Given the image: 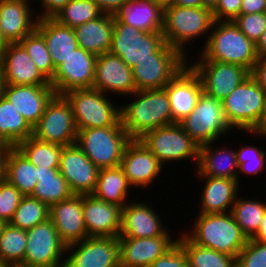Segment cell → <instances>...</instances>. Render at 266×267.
Masks as SVG:
<instances>
[{
    "instance_id": "obj_1",
    "label": "cell",
    "mask_w": 266,
    "mask_h": 267,
    "mask_svg": "<svg viewBox=\"0 0 266 267\" xmlns=\"http://www.w3.org/2000/svg\"><path fill=\"white\" fill-rule=\"evenodd\" d=\"M131 103L120 106L121 124L131 139L146 132L174 124L166 90H140L132 94Z\"/></svg>"
},
{
    "instance_id": "obj_2",
    "label": "cell",
    "mask_w": 266,
    "mask_h": 267,
    "mask_svg": "<svg viewBox=\"0 0 266 267\" xmlns=\"http://www.w3.org/2000/svg\"><path fill=\"white\" fill-rule=\"evenodd\" d=\"M211 30L196 60L238 64L251 72L258 59L255 44L233 21H214Z\"/></svg>"
},
{
    "instance_id": "obj_3",
    "label": "cell",
    "mask_w": 266,
    "mask_h": 267,
    "mask_svg": "<svg viewBox=\"0 0 266 267\" xmlns=\"http://www.w3.org/2000/svg\"><path fill=\"white\" fill-rule=\"evenodd\" d=\"M198 214L193 221L192 230L184 235L194 244L214 249L236 259L249 239L242 232L231 212H198Z\"/></svg>"
},
{
    "instance_id": "obj_4",
    "label": "cell",
    "mask_w": 266,
    "mask_h": 267,
    "mask_svg": "<svg viewBox=\"0 0 266 267\" xmlns=\"http://www.w3.org/2000/svg\"><path fill=\"white\" fill-rule=\"evenodd\" d=\"M213 22L209 8L170 5L163 8L162 34L168 45L188 57L186 44L189 45L191 40L207 35Z\"/></svg>"
},
{
    "instance_id": "obj_5",
    "label": "cell",
    "mask_w": 266,
    "mask_h": 267,
    "mask_svg": "<svg viewBox=\"0 0 266 267\" xmlns=\"http://www.w3.org/2000/svg\"><path fill=\"white\" fill-rule=\"evenodd\" d=\"M63 96L71 105L77 130L122 126L120 107L103 92L92 87L71 90Z\"/></svg>"
},
{
    "instance_id": "obj_6",
    "label": "cell",
    "mask_w": 266,
    "mask_h": 267,
    "mask_svg": "<svg viewBox=\"0 0 266 267\" xmlns=\"http://www.w3.org/2000/svg\"><path fill=\"white\" fill-rule=\"evenodd\" d=\"M266 105V91L249 75L222 100L224 116L232 129L252 131Z\"/></svg>"
},
{
    "instance_id": "obj_7",
    "label": "cell",
    "mask_w": 266,
    "mask_h": 267,
    "mask_svg": "<svg viewBox=\"0 0 266 267\" xmlns=\"http://www.w3.org/2000/svg\"><path fill=\"white\" fill-rule=\"evenodd\" d=\"M77 131L76 144L99 169L120 166L125 147L132 140L123 126Z\"/></svg>"
},
{
    "instance_id": "obj_8",
    "label": "cell",
    "mask_w": 266,
    "mask_h": 267,
    "mask_svg": "<svg viewBox=\"0 0 266 267\" xmlns=\"http://www.w3.org/2000/svg\"><path fill=\"white\" fill-rule=\"evenodd\" d=\"M179 124L199 146L216 142L224 134L234 131L225 119L222 101L204 91L192 112Z\"/></svg>"
},
{
    "instance_id": "obj_9",
    "label": "cell",
    "mask_w": 266,
    "mask_h": 267,
    "mask_svg": "<svg viewBox=\"0 0 266 267\" xmlns=\"http://www.w3.org/2000/svg\"><path fill=\"white\" fill-rule=\"evenodd\" d=\"M187 60L165 42L153 53V58H145L132 67L137 91L163 89L188 64Z\"/></svg>"
},
{
    "instance_id": "obj_10",
    "label": "cell",
    "mask_w": 266,
    "mask_h": 267,
    "mask_svg": "<svg viewBox=\"0 0 266 267\" xmlns=\"http://www.w3.org/2000/svg\"><path fill=\"white\" fill-rule=\"evenodd\" d=\"M164 164L190 159L198 164L199 148L179 123L146 132L139 139ZM177 160V161H176Z\"/></svg>"
},
{
    "instance_id": "obj_11",
    "label": "cell",
    "mask_w": 266,
    "mask_h": 267,
    "mask_svg": "<svg viewBox=\"0 0 266 267\" xmlns=\"http://www.w3.org/2000/svg\"><path fill=\"white\" fill-rule=\"evenodd\" d=\"M164 43L162 32H144L114 19L109 53L120 57L132 68L138 61L153 58V53Z\"/></svg>"
},
{
    "instance_id": "obj_12",
    "label": "cell",
    "mask_w": 266,
    "mask_h": 267,
    "mask_svg": "<svg viewBox=\"0 0 266 267\" xmlns=\"http://www.w3.org/2000/svg\"><path fill=\"white\" fill-rule=\"evenodd\" d=\"M77 128L70 103L63 95H55L33 127V137L61 146L76 144Z\"/></svg>"
},
{
    "instance_id": "obj_13",
    "label": "cell",
    "mask_w": 266,
    "mask_h": 267,
    "mask_svg": "<svg viewBox=\"0 0 266 267\" xmlns=\"http://www.w3.org/2000/svg\"><path fill=\"white\" fill-rule=\"evenodd\" d=\"M26 232L27 244L23 265L64 267L66 244L60 239L50 219L26 230Z\"/></svg>"
},
{
    "instance_id": "obj_14",
    "label": "cell",
    "mask_w": 266,
    "mask_h": 267,
    "mask_svg": "<svg viewBox=\"0 0 266 267\" xmlns=\"http://www.w3.org/2000/svg\"><path fill=\"white\" fill-rule=\"evenodd\" d=\"M67 252L64 267H118L120 264L118 237H87L66 245Z\"/></svg>"
},
{
    "instance_id": "obj_15",
    "label": "cell",
    "mask_w": 266,
    "mask_h": 267,
    "mask_svg": "<svg viewBox=\"0 0 266 267\" xmlns=\"http://www.w3.org/2000/svg\"><path fill=\"white\" fill-rule=\"evenodd\" d=\"M194 62L189 65L199 75L203 91L220 101L250 75L249 70L238 64L219 61Z\"/></svg>"
},
{
    "instance_id": "obj_16",
    "label": "cell",
    "mask_w": 266,
    "mask_h": 267,
    "mask_svg": "<svg viewBox=\"0 0 266 267\" xmlns=\"http://www.w3.org/2000/svg\"><path fill=\"white\" fill-rule=\"evenodd\" d=\"M96 55L77 47L72 54L60 64L50 81L56 95H63L71 90L92 88Z\"/></svg>"
},
{
    "instance_id": "obj_17",
    "label": "cell",
    "mask_w": 266,
    "mask_h": 267,
    "mask_svg": "<svg viewBox=\"0 0 266 267\" xmlns=\"http://www.w3.org/2000/svg\"><path fill=\"white\" fill-rule=\"evenodd\" d=\"M99 168L77 144L64 146L60 156L59 172L73 194L89 195L95 190Z\"/></svg>"
},
{
    "instance_id": "obj_18",
    "label": "cell",
    "mask_w": 266,
    "mask_h": 267,
    "mask_svg": "<svg viewBox=\"0 0 266 267\" xmlns=\"http://www.w3.org/2000/svg\"><path fill=\"white\" fill-rule=\"evenodd\" d=\"M93 88L106 94H120L129 97L137 91L132 68L111 53L98 55L95 60Z\"/></svg>"
},
{
    "instance_id": "obj_19",
    "label": "cell",
    "mask_w": 266,
    "mask_h": 267,
    "mask_svg": "<svg viewBox=\"0 0 266 267\" xmlns=\"http://www.w3.org/2000/svg\"><path fill=\"white\" fill-rule=\"evenodd\" d=\"M3 85H50L20 42L8 43L0 55Z\"/></svg>"
},
{
    "instance_id": "obj_20",
    "label": "cell",
    "mask_w": 266,
    "mask_h": 267,
    "mask_svg": "<svg viewBox=\"0 0 266 267\" xmlns=\"http://www.w3.org/2000/svg\"><path fill=\"white\" fill-rule=\"evenodd\" d=\"M120 167L132 187L142 188L150 187L164 166L139 139H132L125 147Z\"/></svg>"
},
{
    "instance_id": "obj_21",
    "label": "cell",
    "mask_w": 266,
    "mask_h": 267,
    "mask_svg": "<svg viewBox=\"0 0 266 267\" xmlns=\"http://www.w3.org/2000/svg\"><path fill=\"white\" fill-rule=\"evenodd\" d=\"M140 201H131L122 208L121 228L119 237L149 238L158 236H172L164 228L160 216L155 208Z\"/></svg>"
},
{
    "instance_id": "obj_22",
    "label": "cell",
    "mask_w": 266,
    "mask_h": 267,
    "mask_svg": "<svg viewBox=\"0 0 266 267\" xmlns=\"http://www.w3.org/2000/svg\"><path fill=\"white\" fill-rule=\"evenodd\" d=\"M188 64L164 87L175 123H179L195 108L203 86L199 75Z\"/></svg>"
},
{
    "instance_id": "obj_23",
    "label": "cell",
    "mask_w": 266,
    "mask_h": 267,
    "mask_svg": "<svg viewBox=\"0 0 266 267\" xmlns=\"http://www.w3.org/2000/svg\"><path fill=\"white\" fill-rule=\"evenodd\" d=\"M2 95L33 128L56 93L51 85H3Z\"/></svg>"
},
{
    "instance_id": "obj_24",
    "label": "cell",
    "mask_w": 266,
    "mask_h": 267,
    "mask_svg": "<svg viewBox=\"0 0 266 267\" xmlns=\"http://www.w3.org/2000/svg\"><path fill=\"white\" fill-rule=\"evenodd\" d=\"M172 238L174 237H118L120 264L126 267H149L177 243V238Z\"/></svg>"
},
{
    "instance_id": "obj_25",
    "label": "cell",
    "mask_w": 266,
    "mask_h": 267,
    "mask_svg": "<svg viewBox=\"0 0 266 267\" xmlns=\"http://www.w3.org/2000/svg\"><path fill=\"white\" fill-rule=\"evenodd\" d=\"M82 206L83 195L76 194L50 206L49 219L66 245L88 237Z\"/></svg>"
},
{
    "instance_id": "obj_26",
    "label": "cell",
    "mask_w": 266,
    "mask_h": 267,
    "mask_svg": "<svg viewBox=\"0 0 266 267\" xmlns=\"http://www.w3.org/2000/svg\"><path fill=\"white\" fill-rule=\"evenodd\" d=\"M82 209L88 237H119L122 212L120 206L89 194L83 195Z\"/></svg>"
},
{
    "instance_id": "obj_27",
    "label": "cell",
    "mask_w": 266,
    "mask_h": 267,
    "mask_svg": "<svg viewBox=\"0 0 266 267\" xmlns=\"http://www.w3.org/2000/svg\"><path fill=\"white\" fill-rule=\"evenodd\" d=\"M33 11L28 2L0 0V30L7 43L20 42L36 29L38 18Z\"/></svg>"
},
{
    "instance_id": "obj_28",
    "label": "cell",
    "mask_w": 266,
    "mask_h": 267,
    "mask_svg": "<svg viewBox=\"0 0 266 267\" xmlns=\"http://www.w3.org/2000/svg\"><path fill=\"white\" fill-rule=\"evenodd\" d=\"M113 17L144 32H162L163 8L152 0H129L114 12Z\"/></svg>"
},
{
    "instance_id": "obj_29",
    "label": "cell",
    "mask_w": 266,
    "mask_h": 267,
    "mask_svg": "<svg viewBox=\"0 0 266 267\" xmlns=\"http://www.w3.org/2000/svg\"><path fill=\"white\" fill-rule=\"evenodd\" d=\"M205 181L198 206L200 213H228L231 212L238 194L239 182L236 179L197 176ZM238 193V194H237Z\"/></svg>"
},
{
    "instance_id": "obj_30",
    "label": "cell",
    "mask_w": 266,
    "mask_h": 267,
    "mask_svg": "<svg viewBox=\"0 0 266 267\" xmlns=\"http://www.w3.org/2000/svg\"><path fill=\"white\" fill-rule=\"evenodd\" d=\"M215 142L201 145L199 148L198 164L196 168L197 176H210L216 178L236 179L238 177V164L236 160V151L225 149L212 148ZM215 149V150H213Z\"/></svg>"
},
{
    "instance_id": "obj_31",
    "label": "cell",
    "mask_w": 266,
    "mask_h": 267,
    "mask_svg": "<svg viewBox=\"0 0 266 267\" xmlns=\"http://www.w3.org/2000/svg\"><path fill=\"white\" fill-rule=\"evenodd\" d=\"M36 30L46 42L55 69L79 47L74 29L53 18L38 19Z\"/></svg>"
},
{
    "instance_id": "obj_32",
    "label": "cell",
    "mask_w": 266,
    "mask_h": 267,
    "mask_svg": "<svg viewBox=\"0 0 266 267\" xmlns=\"http://www.w3.org/2000/svg\"><path fill=\"white\" fill-rule=\"evenodd\" d=\"M114 29L112 14L103 13L95 20L74 28L78 46L96 56L108 53Z\"/></svg>"
},
{
    "instance_id": "obj_33",
    "label": "cell",
    "mask_w": 266,
    "mask_h": 267,
    "mask_svg": "<svg viewBox=\"0 0 266 267\" xmlns=\"http://www.w3.org/2000/svg\"><path fill=\"white\" fill-rule=\"evenodd\" d=\"M129 184L120 166L102 168L98 171L97 184L92 195L99 200L112 203L123 208L128 201Z\"/></svg>"
},
{
    "instance_id": "obj_34",
    "label": "cell",
    "mask_w": 266,
    "mask_h": 267,
    "mask_svg": "<svg viewBox=\"0 0 266 267\" xmlns=\"http://www.w3.org/2000/svg\"><path fill=\"white\" fill-rule=\"evenodd\" d=\"M36 179L38 182L30 197L42 201L49 207L73 195L67 181L59 172V168L39 166Z\"/></svg>"
},
{
    "instance_id": "obj_35",
    "label": "cell",
    "mask_w": 266,
    "mask_h": 267,
    "mask_svg": "<svg viewBox=\"0 0 266 267\" xmlns=\"http://www.w3.org/2000/svg\"><path fill=\"white\" fill-rule=\"evenodd\" d=\"M33 135V128L2 94L0 95V140L16 147Z\"/></svg>"
},
{
    "instance_id": "obj_36",
    "label": "cell",
    "mask_w": 266,
    "mask_h": 267,
    "mask_svg": "<svg viewBox=\"0 0 266 267\" xmlns=\"http://www.w3.org/2000/svg\"><path fill=\"white\" fill-rule=\"evenodd\" d=\"M35 167L16 147H12L6 161L5 179L24 196H30L37 184Z\"/></svg>"
},
{
    "instance_id": "obj_37",
    "label": "cell",
    "mask_w": 266,
    "mask_h": 267,
    "mask_svg": "<svg viewBox=\"0 0 266 267\" xmlns=\"http://www.w3.org/2000/svg\"><path fill=\"white\" fill-rule=\"evenodd\" d=\"M181 234L177 238V242L186 253L189 267H236L234 257L194 244L184 235L183 231Z\"/></svg>"
},
{
    "instance_id": "obj_38",
    "label": "cell",
    "mask_w": 266,
    "mask_h": 267,
    "mask_svg": "<svg viewBox=\"0 0 266 267\" xmlns=\"http://www.w3.org/2000/svg\"><path fill=\"white\" fill-rule=\"evenodd\" d=\"M16 148L35 166L41 168H59L63 146L46 143L33 136L20 142Z\"/></svg>"
},
{
    "instance_id": "obj_39",
    "label": "cell",
    "mask_w": 266,
    "mask_h": 267,
    "mask_svg": "<svg viewBox=\"0 0 266 267\" xmlns=\"http://www.w3.org/2000/svg\"><path fill=\"white\" fill-rule=\"evenodd\" d=\"M232 206L231 214L242 232L250 239L259 229L266 211V202L255 199L238 198ZM247 199V200H246Z\"/></svg>"
},
{
    "instance_id": "obj_40",
    "label": "cell",
    "mask_w": 266,
    "mask_h": 267,
    "mask_svg": "<svg viewBox=\"0 0 266 267\" xmlns=\"http://www.w3.org/2000/svg\"><path fill=\"white\" fill-rule=\"evenodd\" d=\"M26 244V230L7 223L0 236V260L8 265L22 264Z\"/></svg>"
},
{
    "instance_id": "obj_41",
    "label": "cell",
    "mask_w": 266,
    "mask_h": 267,
    "mask_svg": "<svg viewBox=\"0 0 266 267\" xmlns=\"http://www.w3.org/2000/svg\"><path fill=\"white\" fill-rule=\"evenodd\" d=\"M103 12L93 0H70L54 17L59 24L75 28L95 20Z\"/></svg>"
},
{
    "instance_id": "obj_42",
    "label": "cell",
    "mask_w": 266,
    "mask_h": 267,
    "mask_svg": "<svg viewBox=\"0 0 266 267\" xmlns=\"http://www.w3.org/2000/svg\"><path fill=\"white\" fill-rule=\"evenodd\" d=\"M49 209L50 207L42 201L24 196L9 223L20 229L29 230L49 219Z\"/></svg>"
},
{
    "instance_id": "obj_43",
    "label": "cell",
    "mask_w": 266,
    "mask_h": 267,
    "mask_svg": "<svg viewBox=\"0 0 266 267\" xmlns=\"http://www.w3.org/2000/svg\"><path fill=\"white\" fill-rule=\"evenodd\" d=\"M20 43L24 46L41 74L50 82L56 69L43 36L35 29L24 37Z\"/></svg>"
},
{
    "instance_id": "obj_44",
    "label": "cell",
    "mask_w": 266,
    "mask_h": 267,
    "mask_svg": "<svg viewBox=\"0 0 266 267\" xmlns=\"http://www.w3.org/2000/svg\"><path fill=\"white\" fill-rule=\"evenodd\" d=\"M236 150V160L238 164V174L240 172L243 175H259V172L262 173V170H265L266 163V151L263 149L252 146L245 145L242 147H238Z\"/></svg>"
},
{
    "instance_id": "obj_45",
    "label": "cell",
    "mask_w": 266,
    "mask_h": 267,
    "mask_svg": "<svg viewBox=\"0 0 266 267\" xmlns=\"http://www.w3.org/2000/svg\"><path fill=\"white\" fill-rule=\"evenodd\" d=\"M24 195L6 179L0 182V219L9 223Z\"/></svg>"
},
{
    "instance_id": "obj_46",
    "label": "cell",
    "mask_w": 266,
    "mask_h": 267,
    "mask_svg": "<svg viewBox=\"0 0 266 267\" xmlns=\"http://www.w3.org/2000/svg\"><path fill=\"white\" fill-rule=\"evenodd\" d=\"M233 22L249 40L256 44L266 29V12L240 14Z\"/></svg>"
},
{
    "instance_id": "obj_47",
    "label": "cell",
    "mask_w": 266,
    "mask_h": 267,
    "mask_svg": "<svg viewBox=\"0 0 266 267\" xmlns=\"http://www.w3.org/2000/svg\"><path fill=\"white\" fill-rule=\"evenodd\" d=\"M236 267H266V243L249 239L236 257Z\"/></svg>"
},
{
    "instance_id": "obj_48",
    "label": "cell",
    "mask_w": 266,
    "mask_h": 267,
    "mask_svg": "<svg viewBox=\"0 0 266 267\" xmlns=\"http://www.w3.org/2000/svg\"><path fill=\"white\" fill-rule=\"evenodd\" d=\"M149 267H189L186 253L177 242L164 255L157 258Z\"/></svg>"
},
{
    "instance_id": "obj_49",
    "label": "cell",
    "mask_w": 266,
    "mask_h": 267,
    "mask_svg": "<svg viewBox=\"0 0 266 267\" xmlns=\"http://www.w3.org/2000/svg\"><path fill=\"white\" fill-rule=\"evenodd\" d=\"M242 0H219L212 11L214 21H233L240 15Z\"/></svg>"
},
{
    "instance_id": "obj_50",
    "label": "cell",
    "mask_w": 266,
    "mask_h": 267,
    "mask_svg": "<svg viewBox=\"0 0 266 267\" xmlns=\"http://www.w3.org/2000/svg\"><path fill=\"white\" fill-rule=\"evenodd\" d=\"M42 12L36 15L38 19L53 18L70 0H38Z\"/></svg>"
},
{
    "instance_id": "obj_51",
    "label": "cell",
    "mask_w": 266,
    "mask_h": 267,
    "mask_svg": "<svg viewBox=\"0 0 266 267\" xmlns=\"http://www.w3.org/2000/svg\"><path fill=\"white\" fill-rule=\"evenodd\" d=\"M250 75L266 91V56L258 57Z\"/></svg>"
},
{
    "instance_id": "obj_52",
    "label": "cell",
    "mask_w": 266,
    "mask_h": 267,
    "mask_svg": "<svg viewBox=\"0 0 266 267\" xmlns=\"http://www.w3.org/2000/svg\"><path fill=\"white\" fill-rule=\"evenodd\" d=\"M266 12V0H242L240 14Z\"/></svg>"
},
{
    "instance_id": "obj_53",
    "label": "cell",
    "mask_w": 266,
    "mask_h": 267,
    "mask_svg": "<svg viewBox=\"0 0 266 267\" xmlns=\"http://www.w3.org/2000/svg\"><path fill=\"white\" fill-rule=\"evenodd\" d=\"M98 8L107 14H114V12L119 9L125 2L129 0H93Z\"/></svg>"
},
{
    "instance_id": "obj_54",
    "label": "cell",
    "mask_w": 266,
    "mask_h": 267,
    "mask_svg": "<svg viewBox=\"0 0 266 267\" xmlns=\"http://www.w3.org/2000/svg\"><path fill=\"white\" fill-rule=\"evenodd\" d=\"M12 146L0 140V182L6 177V161Z\"/></svg>"
},
{
    "instance_id": "obj_55",
    "label": "cell",
    "mask_w": 266,
    "mask_h": 267,
    "mask_svg": "<svg viewBox=\"0 0 266 267\" xmlns=\"http://www.w3.org/2000/svg\"><path fill=\"white\" fill-rule=\"evenodd\" d=\"M247 133L250 135V134H253L254 137H255V134L258 136H260L261 138L263 136L266 137V105H265V108H264V111H263V114H262V117L258 123V125L252 130V131H247Z\"/></svg>"
},
{
    "instance_id": "obj_56",
    "label": "cell",
    "mask_w": 266,
    "mask_h": 267,
    "mask_svg": "<svg viewBox=\"0 0 266 267\" xmlns=\"http://www.w3.org/2000/svg\"><path fill=\"white\" fill-rule=\"evenodd\" d=\"M250 239L256 242L266 243V211L263 215L258 231Z\"/></svg>"
},
{
    "instance_id": "obj_57",
    "label": "cell",
    "mask_w": 266,
    "mask_h": 267,
    "mask_svg": "<svg viewBox=\"0 0 266 267\" xmlns=\"http://www.w3.org/2000/svg\"><path fill=\"white\" fill-rule=\"evenodd\" d=\"M255 48L258 57L266 56V29L255 44Z\"/></svg>"
},
{
    "instance_id": "obj_58",
    "label": "cell",
    "mask_w": 266,
    "mask_h": 267,
    "mask_svg": "<svg viewBox=\"0 0 266 267\" xmlns=\"http://www.w3.org/2000/svg\"><path fill=\"white\" fill-rule=\"evenodd\" d=\"M172 5L181 7H202V0H172Z\"/></svg>"
},
{
    "instance_id": "obj_59",
    "label": "cell",
    "mask_w": 266,
    "mask_h": 267,
    "mask_svg": "<svg viewBox=\"0 0 266 267\" xmlns=\"http://www.w3.org/2000/svg\"><path fill=\"white\" fill-rule=\"evenodd\" d=\"M219 0H202V7L209 8L211 11H213Z\"/></svg>"
},
{
    "instance_id": "obj_60",
    "label": "cell",
    "mask_w": 266,
    "mask_h": 267,
    "mask_svg": "<svg viewBox=\"0 0 266 267\" xmlns=\"http://www.w3.org/2000/svg\"><path fill=\"white\" fill-rule=\"evenodd\" d=\"M152 1L160 5L162 8L172 5V0H152Z\"/></svg>"
},
{
    "instance_id": "obj_61",
    "label": "cell",
    "mask_w": 266,
    "mask_h": 267,
    "mask_svg": "<svg viewBox=\"0 0 266 267\" xmlns=\"http://www.w3.org/2000/svg\"><path fill=\"white\" fill-rule=\"evenodd\" d=\"M8 43L5 41V39L2 36L1 30H0V55L3 52V50L5 49L6 45Z\"/></svg>"
},
{
    "instance_id": "obj_62",
    "label": "cell",
    "mask_w": 266,
    "mask_h": 267,
    "mask_svg": "<svg viewBox=\"0 0 266 267\" xmlns=\"http://www.w3.org/2000/svg\"><path fill=\"white\" fill-rule=\"evenodd\" d=\"M6 224L7 223L5 221L0 219V236H1V233H2V231L4 229V227L6 226Z\"/></svg>"
},
{
    "instance_id": "obj_63",
    "label": "cell",
    "mask_w": 266,
    "mask_h": 267,
    "mask_svg": "<svg viewBox=\"0 0 266 267\" xmlns=\"http://www.w3.org/2000/svg\"><path fill=\"white\" fill-rule=\"evenodd\" d=\"M9 267H33V266H26L23 264H12V265H9Z\"/></svg>"
},
{
    "instance_id": "obj_64",
    "label": "cell",
    "mask_w": 266,
    "mask_h": 267,
    "mask_svg": "<svg viewBox=\"0 0 266 267\" xmlns=\"http://www.w3.org/2000/svg\"><path fill=\"white\" fill-rule=\"evenodd\" d=\"M2 87H3V80H2L1 70H0V95L2 94Z\"/></svg>"
},
{
    "instance_id": "obj_65",
    "label": "cell",
    "mask_w": 266,
    "mask_h": 267,
    "mask_svg": "<svg viewBox=\"0 0 266 267\" xmlns=\"http://www.w3.org/2000/svg\"><path fill=\"white\" fill-rule=\"evenodd\" d=\"M0 267H9V265L0 260Z\"/></svg>"
},
{
    "instance_id": "obj_66",
    "label": "cell",
    "mask_w": 266,
    "mask_h": 267,
    "mask_svg": "<svg viewBox=\"0 0 266 267\" xmlns=\"http://www.w3.org/2000/svg\"><path fill=\"white\" fill-rule=\"evenodd\" d=\"M21 1H25V2H28V3L31 2V0H21ZM32 1H33V0H32Z\"/></svg>"
}]
</instances>
